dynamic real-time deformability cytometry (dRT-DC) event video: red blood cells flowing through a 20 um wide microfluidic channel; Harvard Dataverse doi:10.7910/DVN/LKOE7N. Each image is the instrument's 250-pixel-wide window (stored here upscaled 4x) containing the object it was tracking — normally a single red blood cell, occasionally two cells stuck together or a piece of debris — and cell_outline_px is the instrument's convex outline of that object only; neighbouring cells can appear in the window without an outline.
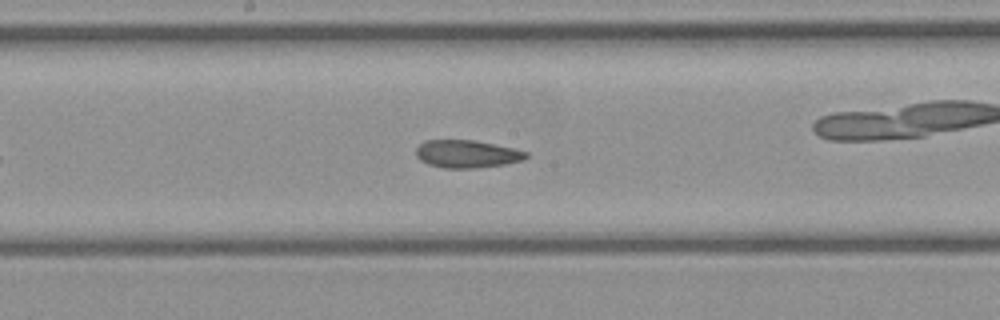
{"species": "common noctule bat (a hibernating species)", "species_latin": "Nyctalus noctula", "temperature_condition": "cold", "stored_images_in_passage": 32, "camera_frame_rate_fps": 3000, "um_per_image_px": 0.085, "animal": {"sex": "female", "body_mass_g": 21.9}, "frame": {"image": 1, "passage_image": 10, "time_ms": 3.0, "image_size_px": [1000, 320], "cell_outline_px": [[528, 156], [524, 160], [504, 164], [472, 168], [444, 168], [428, 164], [420, 160], [416, 156], [416, 148], [424, 140], [472, 140], [512, 148], [528, 152]], "centroid_in_image_um": [39.66, 13.08], "position_along_channel_um": 208.5, "area_um2": 17.63}}